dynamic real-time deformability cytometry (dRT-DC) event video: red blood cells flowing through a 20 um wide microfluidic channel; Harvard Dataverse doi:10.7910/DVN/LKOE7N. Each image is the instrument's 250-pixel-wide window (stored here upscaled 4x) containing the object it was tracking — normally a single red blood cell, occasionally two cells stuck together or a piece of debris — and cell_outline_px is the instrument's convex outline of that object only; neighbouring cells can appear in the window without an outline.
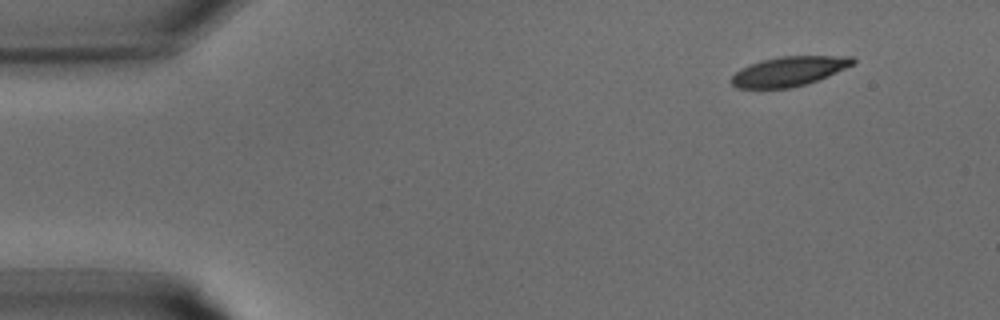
{"species": "common noctule bat (a hibernating species)", "species_latin": "Nyctalus noctula", "temperature_condition": "warm", "stored_images_in_passage": 30, "camera_frame_rate_fps": 3000, "um_per_image_px": 0.085, "animal": {"sex": "male", "body_mass_g": 15.6}, "frame": {"image": 1, "passage_image": 1, "time_ms": 0.0, "image_size_px": [1000, 320], "cell_outline_px": [[856, 60], [852, 64], [828, 76], [808, 84], [792, 88], [736, 88], [728, 80], [740, 68], [748, 64], [780, 56], [852, 56]], "centroid_in_image_um": [67.02, 6.07], "position_along_channel_um": 18.0, "area_um2": 20.98}}
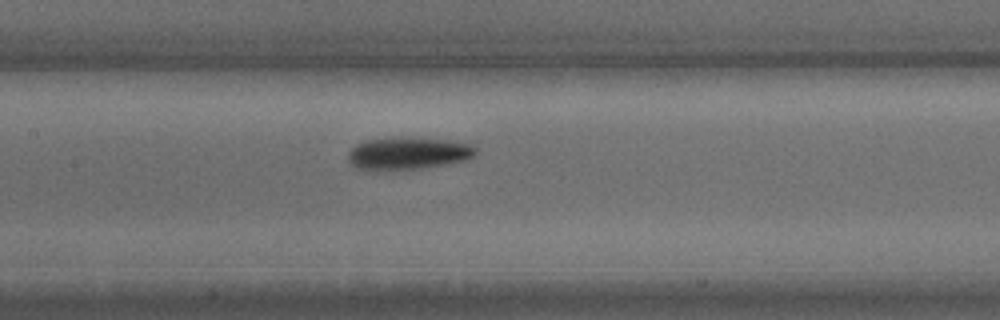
{"frame": {"image": 2, "passage_image": 13, "time_ms": 4.0, "image_size_px": [1000, 320], "cell_outline_px": [[476, 152], [472, 156], [464, 160], [448, 164], [424, 168], [376, 172], [356, 168], [348, 160], [348, 152], [356, 144], [364, 140], [448, 140], [472, 144], [476, 148]], "centroid_in_image_um": [34.64, 13.11], "position_along_channel_um": 172.8, "area_um2": 23.52}}
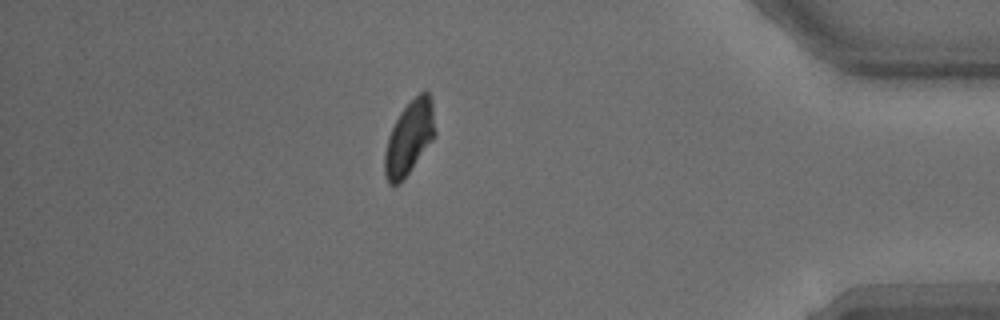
{"frame": {"image": 3, "passage_image": 26, "time_ms": 8.333, "image_size_px": [1000, 320], "cell_outline_px": [[436, 136], [400, 184], [388, 184], [384, 172], [384, 152], [388, 136], [400, 112], [420, 92], [428, 92], [432, 100], [436, 132]], "centroid_in_image_um": [34.79, 11.73], "position_along_channel_um": 400.4, "area_um2": 21.62}}